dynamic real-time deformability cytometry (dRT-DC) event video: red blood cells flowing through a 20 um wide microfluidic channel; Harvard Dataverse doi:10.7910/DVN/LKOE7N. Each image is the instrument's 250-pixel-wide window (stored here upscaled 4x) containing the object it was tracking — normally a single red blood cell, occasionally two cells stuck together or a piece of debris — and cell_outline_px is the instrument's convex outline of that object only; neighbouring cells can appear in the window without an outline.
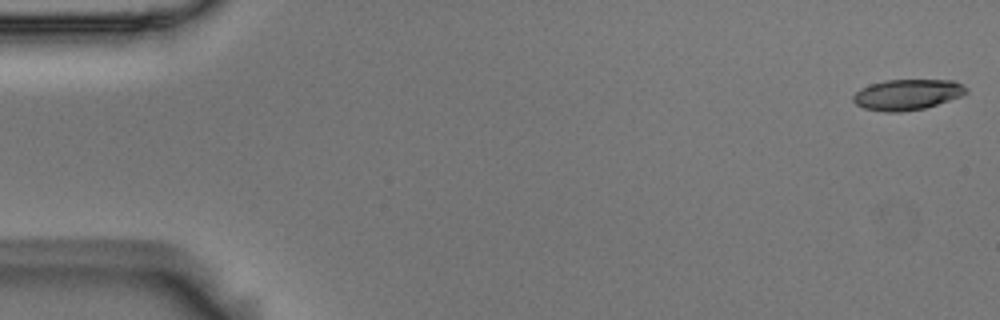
{"species": "Egyptian fruit bat (a non-hibernating species)", "species_latin": "Rousettus aegyptiacus", "temperature_condition": "room temperature", "stored_images_in_passage": 54, "camera_frame_rate_fps": 3000, "um_per_image_px": 0.085, "animal": {"sex": "male"}, "frame": {"image": 1, "passage_image": 1, "time_ms": 0.0, "image_size_px": [1000, 320], "cell_outline_px": [[968, 92], [960, 96], [924, 108], [900, 112], [884, 112], [864, 108], [856, 104], [852, 100], [852, 96], [860, 88], [884, 80], [952, 80], [968, 88]], "centroid_in_image_um": [77.08, 8.04], "position_along_channel_um": 7.9, "area_um2": 20.06}}
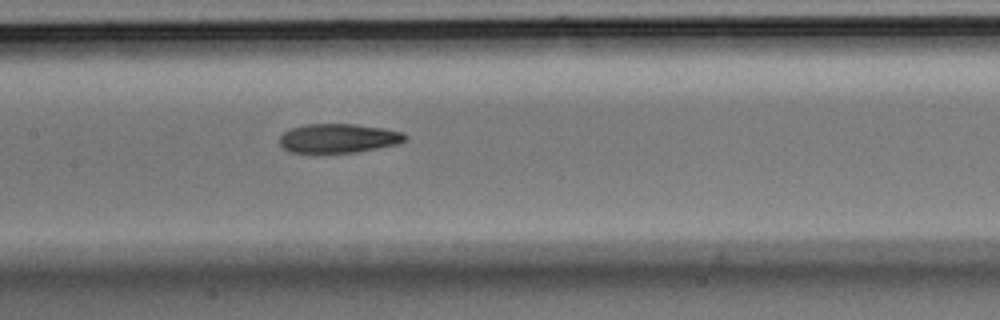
{"frame": {"image": 2, "passage_image": 26, "time_ms": 8.333, "image_size_px": [1000, 320], "cell_outline_px": [[408, 140], [400, 144], [360, 152], [320, 156], [288, 152], [280, 144], [280, 136], [284, 132], [292, 128], [304, 124], [356, 124], [384, 128], [404, 132], [408, 136]], "centroid_in_image_um": [28.78, 11.81], "position_along_channel_um": 178.6, "area_um2": 22.6}}
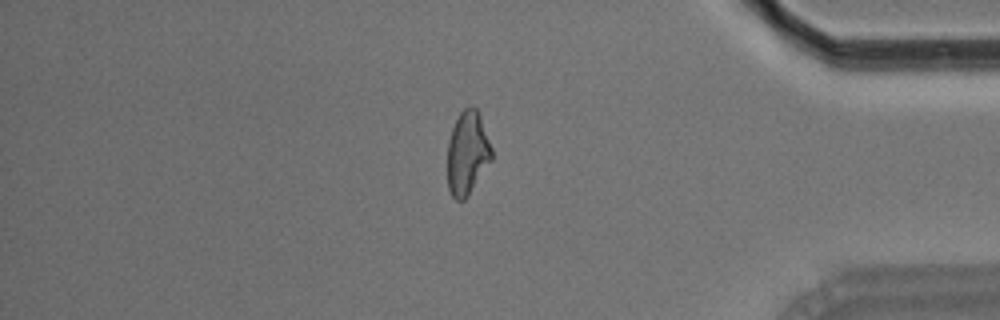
{"frame": {"image": 3, "passage_image": 46, "time_ms": 15.0, "image_size_px": [1000, 320], "cell_outline_px": [[492, 160], [468, 196], [464, 200], [456, 200], [452, 196], [448, 188], [448, 140], [452, 128], [460, 112], [468, 104], [472, 104], [480, 112], [492, 148]], "centroid_in_image_um": [39.74, 12.97], "position_along_channel_um": 395.5, "area_um2": 21.85}, "authors_computed_cell_mechanics": {"area_um2": 21.8195, "velocity_mm_per_s": 3.6967, "shape_relaxation_time_tau1_ms": 7.0243, "shape_relaxation_time_tau2_ms": 3.9731, "deformation_change_tau1": 0.218, "deformation_change_tau2": 0.1312}}